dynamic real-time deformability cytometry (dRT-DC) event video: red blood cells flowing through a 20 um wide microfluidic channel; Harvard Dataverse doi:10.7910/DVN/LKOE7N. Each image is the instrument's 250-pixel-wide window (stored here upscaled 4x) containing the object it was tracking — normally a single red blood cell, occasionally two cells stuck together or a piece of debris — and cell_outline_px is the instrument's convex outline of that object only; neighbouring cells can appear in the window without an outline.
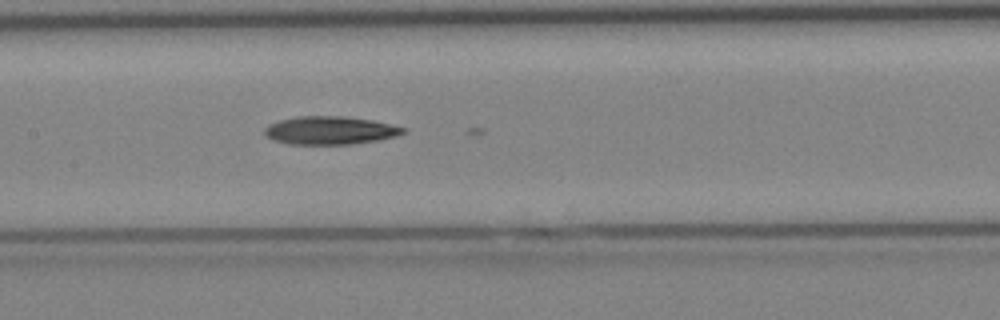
{"species": "Egyptian fruit bat (a non-hibernating species)", "species_latin": "Rousettus aegyptiacus", "temperature_condition": "cold", "stored_images_in_passage": 17, "camera_frame_rate_fps": 3000, "um_per_image_px": 0.085, "animal": {"sex": "female"}, "frame": {"image": 1, "passage_image": 14, "time_ms": 4.333, "image_size_px": [1000, 320], "cell_outline_px": [[408, 132], [396, 136], [376, 140], [352, 144], [288, 144], [272, 140], [264, 136], [264, 128], [268, 124], [280, 120], [296, 116], [344, 116], [372, 120], [392, 124], [408, 128]], "centroid_in_image_um": [28.05, 11.08], "position_along_channel_um": 179.3, "area_um2": 23.0}}